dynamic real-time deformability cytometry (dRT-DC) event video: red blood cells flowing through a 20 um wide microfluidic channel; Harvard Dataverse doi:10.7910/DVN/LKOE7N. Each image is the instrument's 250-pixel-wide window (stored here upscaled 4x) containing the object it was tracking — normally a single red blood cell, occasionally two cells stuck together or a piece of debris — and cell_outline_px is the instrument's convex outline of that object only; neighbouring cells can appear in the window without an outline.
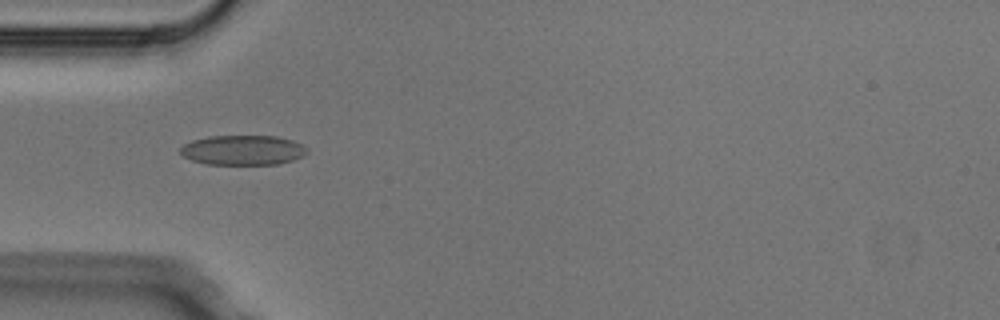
{"species": "Egyptian fruit bat (a non-hibernating species)", "species_latin": "Rousettus aegyptiacus", "temperature_condition": "cold", "stored_images_in_passage": 1, "camera_frame_rate_fps": 3000, "um_per_image_px": 0.085, "animal": {"sex": "male"}, "frame": {"image": 1, "passage_image": 1, "time_ms": 0.0, "image_size_px": [1000, 320], "cell_outline_px": [[308, 152], [304, 156], [292, 160], [276, 164], [208, 164], [192, 160], [184, 156], [180, 152], [180, 148], [184, 144], [192, 140], [208, 136], [276, 136], [292, 140], [308, 148]], "centroid_in_image_um": [20.65, 12.75], "position_along_channel_um": 64.3, "area_um2": 21.96}}